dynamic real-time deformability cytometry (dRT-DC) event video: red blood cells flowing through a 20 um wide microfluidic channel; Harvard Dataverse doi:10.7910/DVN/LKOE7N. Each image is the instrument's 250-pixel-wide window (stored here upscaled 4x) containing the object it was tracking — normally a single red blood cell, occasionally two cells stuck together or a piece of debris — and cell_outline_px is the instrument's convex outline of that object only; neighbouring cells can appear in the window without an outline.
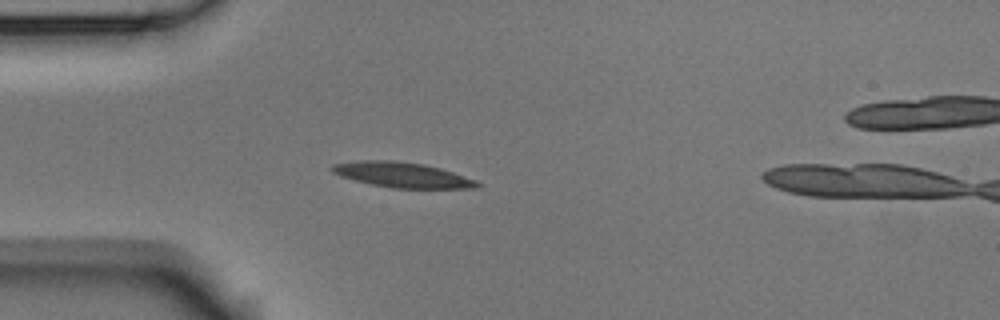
{"species": "Egyptian fruit bat (a non-hibernating species)", "species_latin": "Rousettus aegyptiacus", "temperature_condition": "room temperature", "stored_images_in_passage": 4, "camera_frame_rate_fps": 3000, "um_per_image_px": 0.085, "animal": {"sex": "male"}, "frame": {"image": 1, "passage_image": 3, "time_ms": 0.667, "image_size_px": [1000, 320], "cell_outline_px": [[484, 184], [480, 188], [392, 188], [372, 184], [340, 176], [332, 172], [328, 168], [332, 164], [360, 160], [396, 160], [424, 164], [440, 168], [476, 180]], "centroid_in_image_um": [34.2, 14.86], "position_along_channel_um": 50.8, "area_um2": 21.44}}